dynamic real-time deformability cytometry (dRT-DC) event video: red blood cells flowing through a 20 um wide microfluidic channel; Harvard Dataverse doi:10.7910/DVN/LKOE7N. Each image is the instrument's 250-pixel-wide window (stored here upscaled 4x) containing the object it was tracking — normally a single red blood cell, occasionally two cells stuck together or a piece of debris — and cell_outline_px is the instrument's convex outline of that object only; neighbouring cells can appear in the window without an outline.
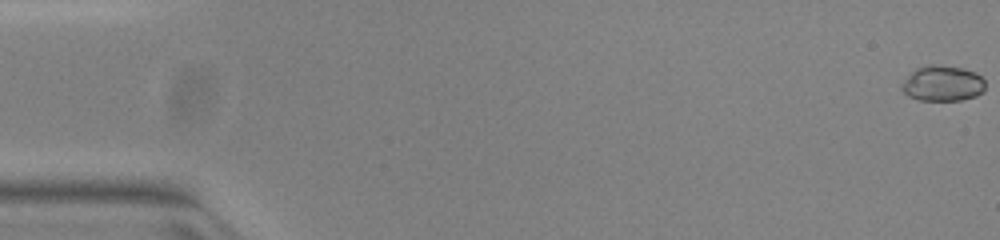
{"species": "common noctule bat (a hibernating species)", "species_latin": "Nyctalus noctula", "temperature_condition": "warm", "stored_images_in_passage": 52, "camera_frame_rate_fps": 3000, "um_per_image_px": 0.085, "animal": {"sex": "female", "body_mass_g": 23.0, "forearm_length_mm": 53.4}, "frame": {"image": 1, "passage_image": 1, "time_ms": 0.0, "image_size_px": [1000, 240], "cell_outline_px": [[984, 92], [976, 96], [960, 100], [920, 100], [908, 96], [900, 88], [904, 80], [916, 68], [928, 64], [932, 64], [964, 68], [976, 72], [984, 80]], "centroid_in_image_um": [80.13, 7.09], "position_along_channel_um": 4.9, "area_um2": 17.34}}
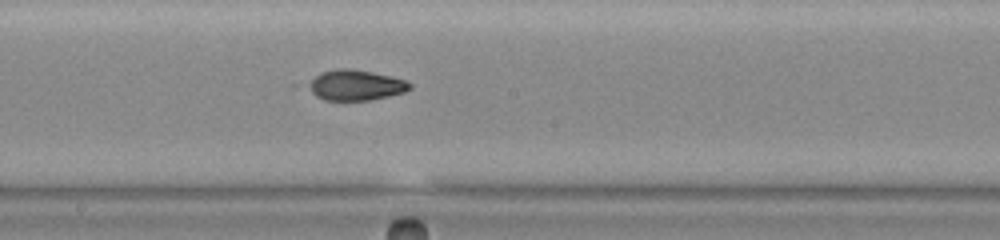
{"frame": {"image": 2, "passage_image": 29, "time_ms": 9.333, "image_size_px": [1000, 240], "cell_outline_px": [[412, 88], [404, 92], [388, 96], [368, 100], [324, 100], [316, 96], [304, 84], [320, 72], [336, 68], [348, 68], [372, 72], [392, 76], [408, 80], [412, 84]], "centroid_in_image_um": [30.21, 7.22], "position_along_channel_um": 218.0, "area_um2": 18.26}}
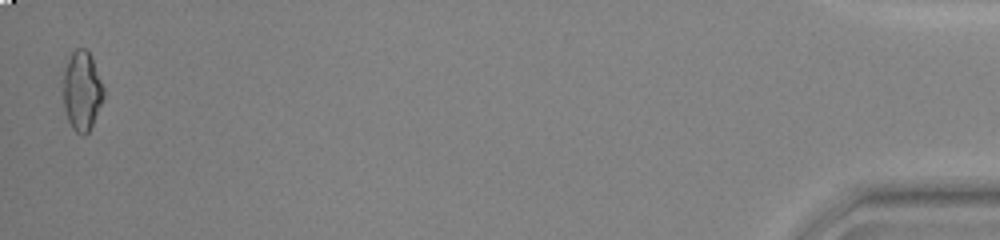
{"frame": {"image": 3, "passage_image": 52, "time_ms": 17.0, "image_size_px": [1000, 240], "cell_outline_px": [[104, 100], [88, 132], [84, 136], [76, 132], [72, 128], [68, 120], [64, 108], [60, 80], [68, 56], [76, 48], [84, 48], [92, 56], [104, 88]], "centroid_in_image_um": [6.93, 7.69], "position_along_channel_um": 428.3, "area_um2": 19.42}, "authors_computed_cell_mechanics": {"area_um2": 18.0047, "velocity_mm_per_s": 4.0027, "shape_relaxation_time_tau1_ms": null, "shape_relaxation_time_tau2_ms": 1.5536, "deformation_change_tau1": null, "deformation_change_tau2": 0.0405}}